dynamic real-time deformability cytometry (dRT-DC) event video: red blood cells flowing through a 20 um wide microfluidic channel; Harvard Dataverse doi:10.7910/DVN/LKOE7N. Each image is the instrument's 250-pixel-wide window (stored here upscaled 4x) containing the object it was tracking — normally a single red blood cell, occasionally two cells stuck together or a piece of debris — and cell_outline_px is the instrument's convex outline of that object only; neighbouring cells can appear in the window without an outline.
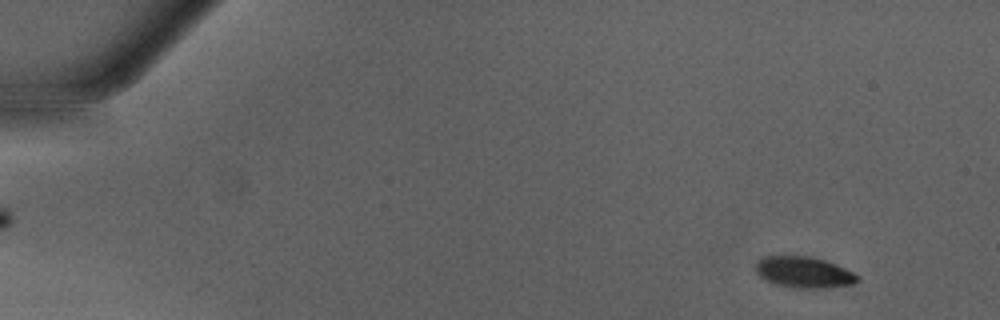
{"species": "Egyptian fruit bat (a non-hibernating species)", "species_latin": "Rousettus aegyptiacus", "temperature_condition": "warm", "stored_images_in_passage": 49, "camera_frame_rate_fps": 3000, "um_per_image_px": 0.085, "animal": {"sex": "male"}, "frame": {"image": 1, "passage_image": 4, "time_ms": 1.0, "image_size_px": [1000, 320], "cell_outline_px": [[860, 280], [852, 284], [828, 288], [800, 288], [776, 284], [760, 276], [756, 272], [752, 264], [756, 260], [764, 256], [812, 256], [836, 264], [860, 276]], "centroid_in_image_um": [68.31, 23.13], "position_along_channel_um": 16.7, "area_um2": 18.61}}
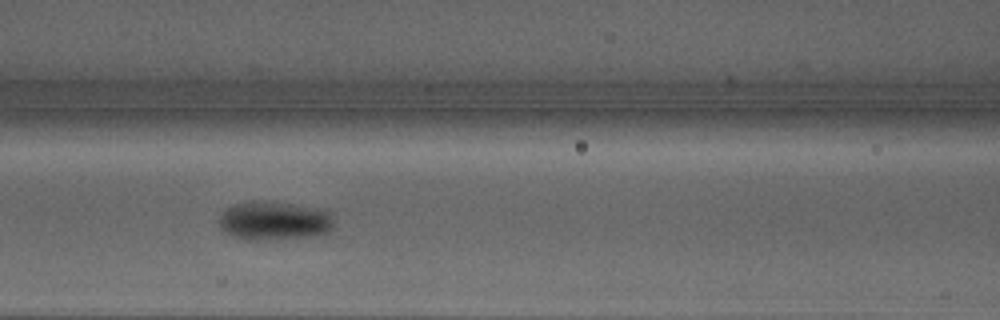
{"frame": {"image": 2, "passage_image": 22, "time_ms": 7.0, "image_size_px": [1000, 320], "cell_outline_px": [[332, 228], [328, 232], [312, 236], [280, 240], [244, 240], [220, 232], [216, 224], [216, 220], [220, 212], [224, 208], [236, 204], [292, 204], [316, 208], [328, 212], [332, 220]], "centroid_in_image_um": [23.19, 18.84], "position_along_channel_um": 143.4, "area_um2": 25.78}}
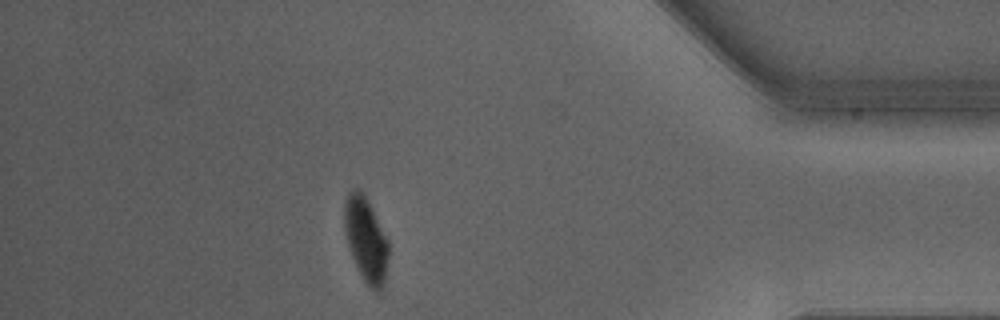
{"frame": {"image": 3, "passage_image": 43, "time_ms": 14.0, "image_size_px": [1000, 320], "cell_outline_px": [[388, 256], [384, 280], [380, 292], [376, 292], [364, 280], [352, 256], [344, 232], [344, 204], [348, 196], [356, 188], [360, 188], [368, 200], [388, 240]], "centroid_in_image_um": [31.1, 20.33], "position_along_channel_um": 404.1, "area_um2": 21.27}, "authors_computed_cell_mechanics": {"area_um2": 21.7328, "velocity_mm_per_s": 4.2686, "shape_relaxation_time_tau1_ms": 5.4856, "shape_relaxation_time_tau2_ms": null, "deformation_change_tau1": 0.1903, "deformation_change_tau2": null}}